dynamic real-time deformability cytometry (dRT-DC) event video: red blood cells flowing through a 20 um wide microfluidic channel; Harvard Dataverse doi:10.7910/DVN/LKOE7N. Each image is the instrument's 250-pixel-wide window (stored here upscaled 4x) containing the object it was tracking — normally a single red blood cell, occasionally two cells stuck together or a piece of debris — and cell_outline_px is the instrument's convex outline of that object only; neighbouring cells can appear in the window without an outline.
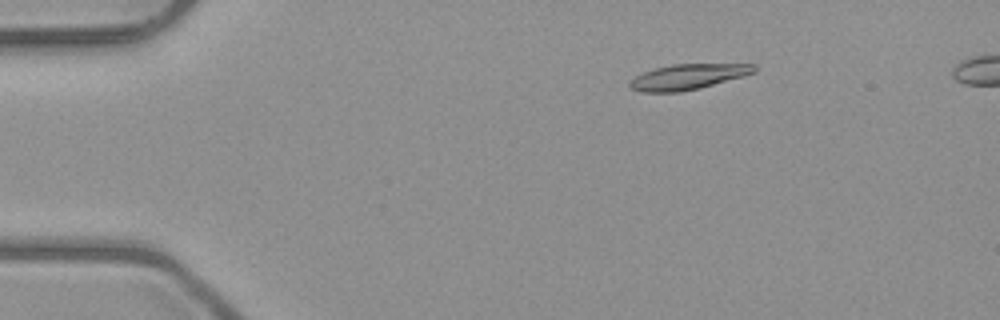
{"species": "common noctule bat (a hibernating species)", "species_latin": "Nyctalus noctula", "temperature_condition": "room temperature", "stored_images_in_passage": 9, "camera_frame_rate_fps": 3000, "um_per_image_px": 0.085, "animal": {"sex": "male", "body_mass_g": 23.1, "forearm_length_mm": 52.7}, "frame": {"image": 1, "passage_image": 2, "time_ms": 0.333, "image_size_px": [1000, 320], "cell_outline_px": [[756, 72], [744, 76], [700, 88], [680, 92], [640, 92], [632, 88], [628, 84], [628, 80], [644, 72], [656, 68], [672, 64], [756, 64]], "centroid_in_image_um": [58.47, 6.53], "position_along_channel_um": 26.5, "area_um2": 18.44}}